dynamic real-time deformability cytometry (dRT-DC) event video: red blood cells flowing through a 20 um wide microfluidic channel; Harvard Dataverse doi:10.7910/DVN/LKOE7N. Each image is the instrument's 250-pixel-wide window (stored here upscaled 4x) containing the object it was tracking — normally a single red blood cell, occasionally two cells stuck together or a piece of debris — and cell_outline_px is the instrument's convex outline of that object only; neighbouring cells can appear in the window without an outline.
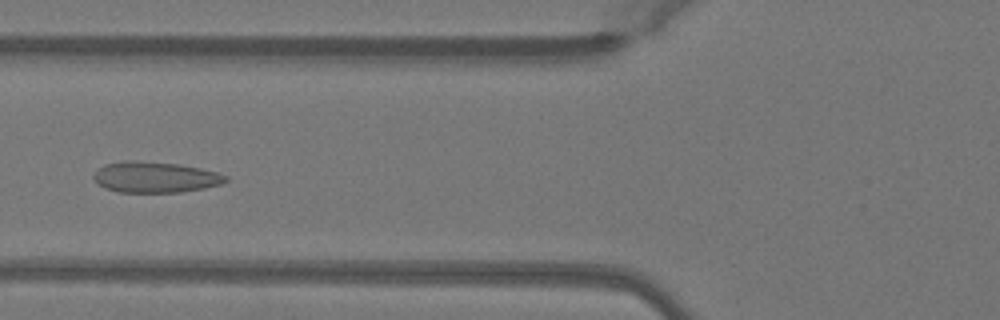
{"species": "Egyptian fruit bat (a non-hibernating species)", "species_latin": "Rousettus aegyptiacus", "temperature_condition": "warm", "stored_images_in_passage": 50, "camera_frame_rate_fps": 3000, "um_per_image_px": 0.085, "animal": {"sex": "female"}, "frame": {"image": 1, "passage_image": 18, "time_ms": 5.667, "image_size_px": [1000, 320], "cell_outline_px": [[228, 180], [220, 184], [204, 188], [180, 192], [120, 192], [104, 188], [92, 176], [104, 164], [124, 160], [136, 160], [180, 164], [200, 168], [216, 172], [228, 176]], "centroid_in_image_um": [13.2, 15.05], "position_along_channel_um": 112.6, "area_um2": 23.7}}
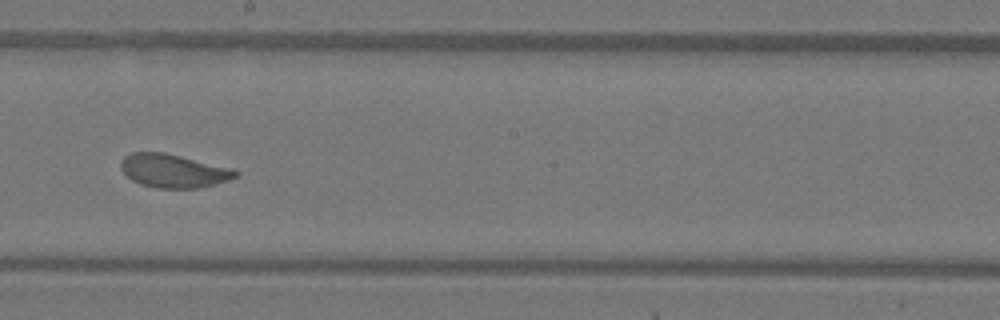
{"frame": {"image": 2, "passage_image": 27, "time_ms": 8.667, "image_size_px": [1000, 320], "cell_outline_px": [[240, 172], [236, 176], [228, 180], [216, 184], [196, 188], [156, 188], [140, 184], [132, 180], [120, 168], [120, 160], [124, 156], [132, 152], [164, 152], [232, 168]], "centroid_in_image_um": [14.72, 14.52], "position_along_channel_um": 233.5, "area_um2": 22.37}}
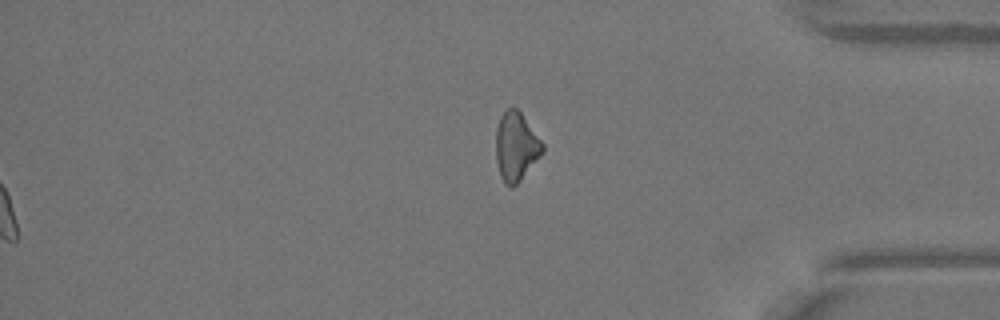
{"frame": {"image": 3, "passage_image": 50, "time_ms": 16.333, "image_size_px": [1000, 320], "cell_outline_px": [[544, 152], [520, 180], [512, 188], [504, 184], [500, 176], [496, 160], [496, 128], [500, 116], [508, 108], [516, 108], [520, 112], [544, 144]], "centroid_in_image_um": [43.85, 12.48], "position_along_channel_um": 391.3, "area_um2": 18.61}, "authors_computed_cell_mechanics": {"area_um2": 22.7443, "velocity_mm_per_s": 4.0299, "shape_relaxation_time_tau1_ms": 3.3621, "shape_relaxation_time_tau2_ms": 0.6624, "deformation_change_tau1": 0.1131, "deformation_change_tau2": 0.0514}}